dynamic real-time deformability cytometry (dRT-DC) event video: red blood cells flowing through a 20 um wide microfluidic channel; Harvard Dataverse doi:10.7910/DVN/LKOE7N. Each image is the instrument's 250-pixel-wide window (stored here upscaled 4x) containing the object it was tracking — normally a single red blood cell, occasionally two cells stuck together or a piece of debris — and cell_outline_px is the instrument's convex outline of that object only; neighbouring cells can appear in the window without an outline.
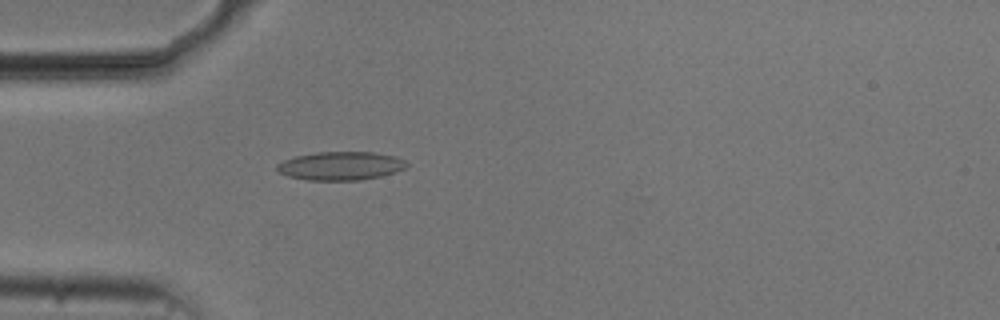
{"species": "common noctule bat (a hibernating species)", "species_latin": "Nyctalus noctula", "temperature_condition": "cold", "stored_images_in_passage": 41, "camera_frame_rate_fps": 3000, "um_per_image_px": 0.085, "animal": {"sex": "male", "body_mass_g": 20.5, "forearm_length_mm": 52.5}, "frame": {"image": 1, "passage_image": 3, "time_ms": 0.667, "image_size_px": [1000, 320], "cell_outline_px": [[408, 164], [404, 168], [396, 172], [380, 176], [360, 180], [308, 180], [288, 176], [280, 172], [276, 168], [276, 164], [284, 160], [296, 156], [316, 152], [372, 152], [396, 156], [404, 160]], "centroid_in_image_um": [28.96, 14.09], "position_along_channel_um": 56.0, "area_um2": 21.44}}
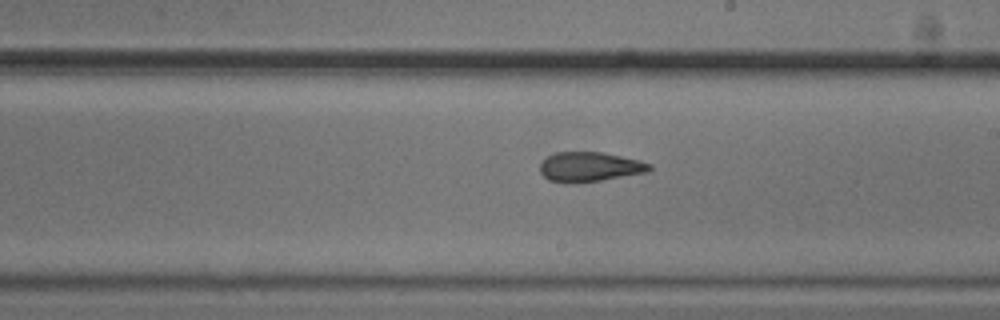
{"frame": {"image": 2, "passage_image": 18, "time_ms": 5.667, "image_size_px": [1000, 320], "cell_outline_px": [[652, 168], [648, 172], [600, 180], [572, 184], [548, 180], [540, 172], [540, 164], [548, 156], [556, 152], [600, 152], [640, 160], [652, 164]], "centroid_in_image_um": [50.12, 14.19], "position_along_channel_um": 238.9, "area_um2": 18.9}}
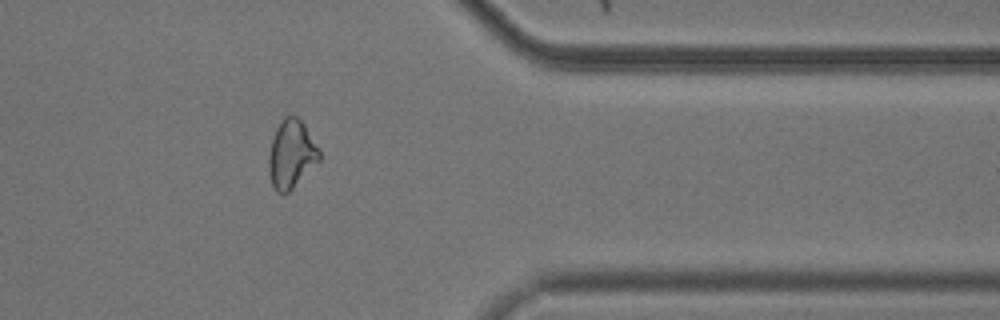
{"frame": {"image": 3, "passage_image": 31, "time_ms": 10.0, "image_size_px": [1000, 320], "cell_outline_px": [[320, 160], [288, 192], [276, 192], [272, 184], [268, 172], [268, 156], [272, 136], [276, 128], [284, 116], [292, 112], [304, 124], [320, 148]], "centroid_in_image_um": [24.75, 13.05], "position_along_channel_um": 386.6, "area_um2": 20.29}, "authors_computed_cell_mechanics": {"area_um2": 19.652, "velocity_mm_per_s": 3.7488, "shape_relaxation_time_tau1_ms": null, "shape_relaxation_time_tau2_ms": 2.6649, "deformation_change_tau1": null, "deformation_change_tau2": 0.1044}}